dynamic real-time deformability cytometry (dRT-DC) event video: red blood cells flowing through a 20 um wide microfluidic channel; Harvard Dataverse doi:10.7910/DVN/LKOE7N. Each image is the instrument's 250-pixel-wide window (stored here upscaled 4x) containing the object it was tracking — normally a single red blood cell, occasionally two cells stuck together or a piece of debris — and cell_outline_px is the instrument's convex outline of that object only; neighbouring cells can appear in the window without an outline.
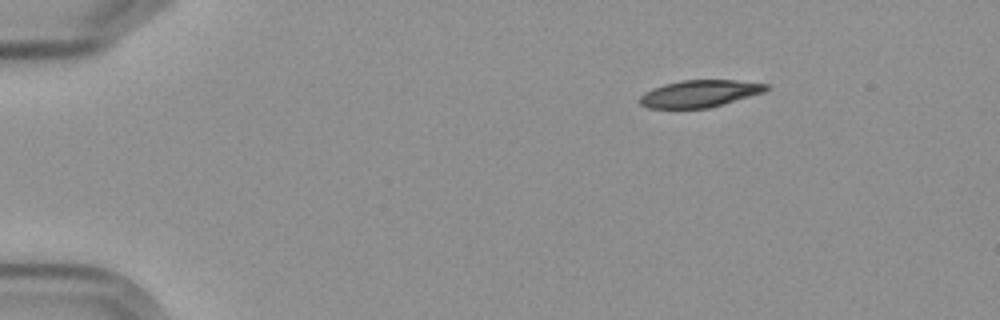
{"species": "Egyptian fruit bat (a non-hibernating species)", "species_latin": "Rousettus aegyptiacus", "temperature_condition": "cold", "stored_images_in_passage": 7, "camera_frame_rate_fps": 3000, "um_per_image_px": 0.085, "frame": {"image": 1, "passage_image": 1, "time_ms": 0.0, "image_size_px": [1000, 320], "cell_outline_px": [[768, 88], [764, 92], [708, 108], [648, 108], [640, 104], [640, 96], [644, 92], [652, 88], [664, 84], [680, 80], [736, 80], [768, 84]], "centroid_in_image_um": [59.44, 7.95], "position_along_channel_um": 25.6, "area_um2": 19.83}}
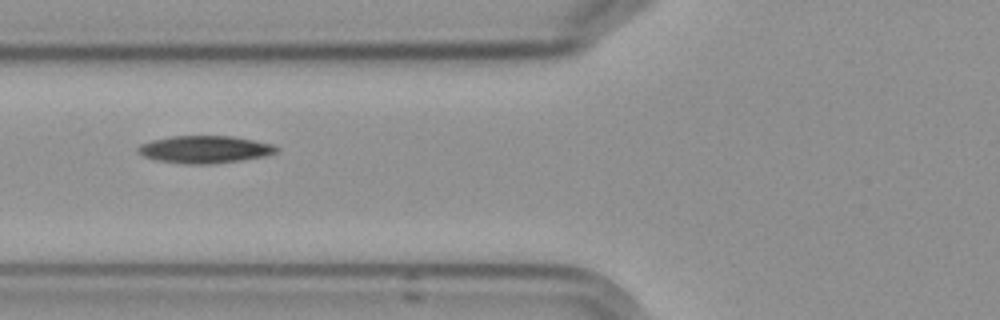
{"frame": {"image": 2, "passage_image": 5, "time_ms": 4.667, "image_size_px": [1000, 320], "cell_outline_px": [[280, 148], [276, 152], [264, 156], [240, 160], [208, 164], [184, 164], [156, 160], [144, 156], [136, 152], [136, 148], [140, 144], [152, 140], [172, 136], [232, 136], [272, 144]], "centroid_in_image_um": [17.36, 12.7], "position_along_channel_um": 108.4, "area_um2": 22.02}}
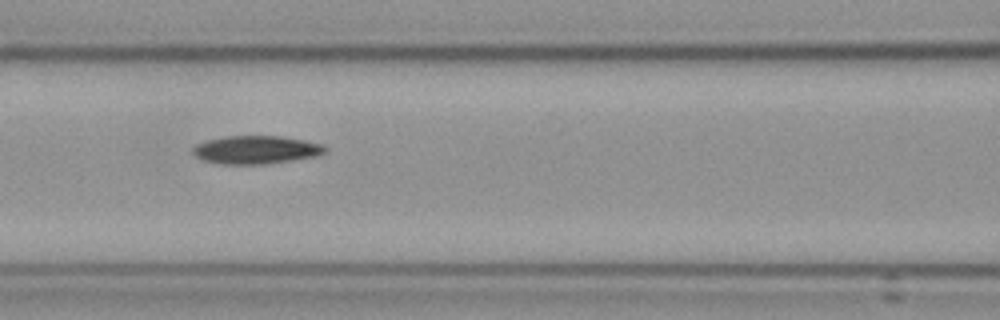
{"frame": {"image": 3, "passage_image": 6, "time_ms": 5.667, "image_size_px": [1000, 320], "cell_outline_px": [[328, 148], [324, 152], [312, 156], [264, 164], [224, 164], [204, 160], [196, 156], [192, 152], [192, 148], [196, 144], [208, 140], [228, 136], [284, 136], [304, 140], [320, 144]], "centroid_in_image_um": [21.72, 12.72], "position_along_channel_um": 144.9, "area_um2": 21.27}}